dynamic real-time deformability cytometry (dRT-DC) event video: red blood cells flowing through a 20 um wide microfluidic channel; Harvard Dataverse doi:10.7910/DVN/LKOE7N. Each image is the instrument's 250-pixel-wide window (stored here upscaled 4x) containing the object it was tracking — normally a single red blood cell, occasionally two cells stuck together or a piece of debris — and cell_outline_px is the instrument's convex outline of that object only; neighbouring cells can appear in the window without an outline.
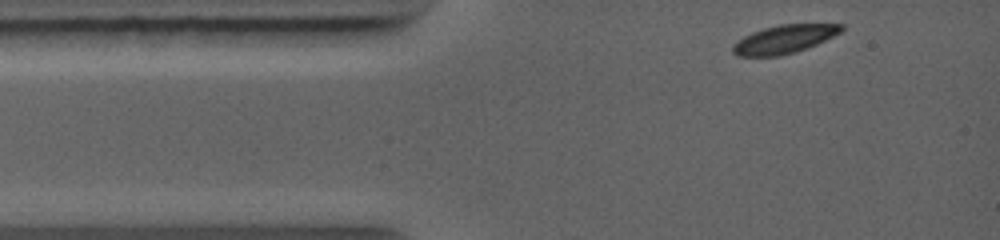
{"species": "common noctule bat (a hibernating species)", "species_latin": "Nyctalus noctula", "temperature_condition": "warm", "stored_images_in_passage": 43, "camera_frame_rate_fps": 5000, "um_per_image_px": 0.085, "animal": {"sex": "female", "body_mass_g": 19.0, "forearm_length_mm": 56.7}, "frame": {"image": 1, "passage_image": 1, "time_ms": 0.0, "image_size_px": [1000, 240], "cell_outline_px": [[844, 28], [840, 32], [816, 44], [796, 52], [780, 56], [736, 56], [732, 52], [732, 44], [736, 40], [752, 32], [764, 28], [780, 24], [844, 24]], "centroid_in_image_um": [66.6, 3.34], "position_along_channel_um": 18.4, "area_um2": 17.92}}
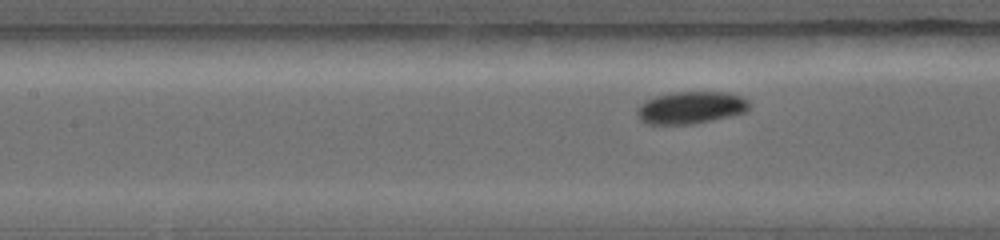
{"frame": {"image": 2, "passage_image": 17, "time_ms": 3.6, "image_size_px": [1000, 240], "cell_outline_px": [[752, 104], [744, 112], [712, 120], [692, 124], [648, 124], [640, 120], [636, 112], [636, 108], [644, 100], [656, 96], [672, 92], [728, 92], [740, 96], [748, 100]], "centroid_in_image_um": [58.69, 9.14], "position_along_channel_um": 148.7, "area_um2": 21.15}}
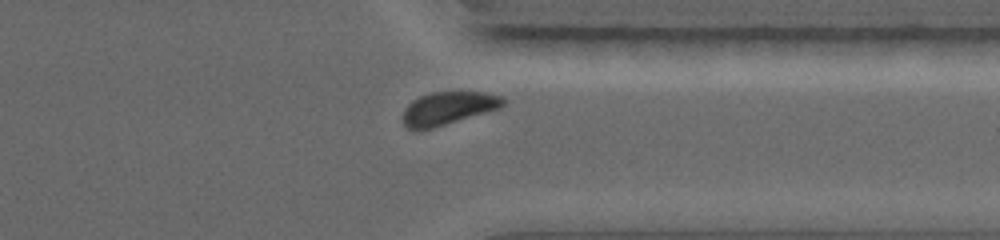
{"frame": {"image": 3, "passage_image": 37, "time_ms": 8.4, "image_size_px": [1000, 240], "cell_outline_px": [[504, 104], [500, 108], [432, 128], [408, 128], [404, 124], [404, 108], [412, 100], [420, 96], [432, 92], [484, 92], [500, 96], [504, 100]], "centroid_in_image_um": [38.09, 9.18], "position_along_channel_um": 373.3, "area_um2": 18.79}}